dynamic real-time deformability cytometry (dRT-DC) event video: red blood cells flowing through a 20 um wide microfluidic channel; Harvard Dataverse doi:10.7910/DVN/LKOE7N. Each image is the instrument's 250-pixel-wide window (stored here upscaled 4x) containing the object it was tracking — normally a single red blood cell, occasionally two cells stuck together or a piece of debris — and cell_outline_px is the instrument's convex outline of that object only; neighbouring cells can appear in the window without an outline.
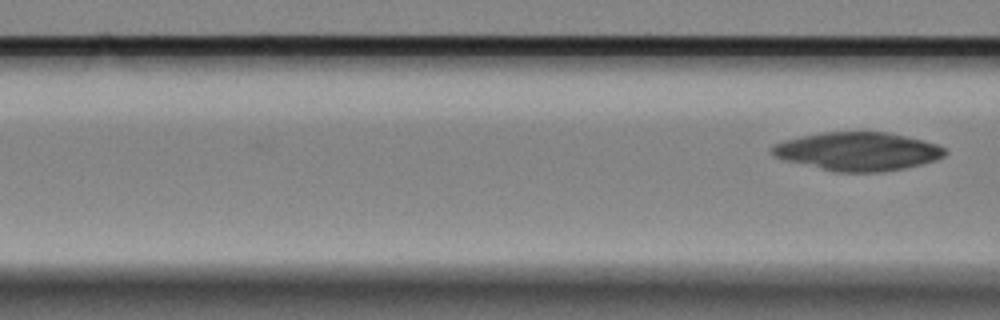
{"species": "Egyptian fruit bat (a non-hibernating species)", "species_latin": "Rousettus aegyptiacus", "temperature_condition": "cold", "stored_images_in_passage": 6, "camera_frame_rate_fps": 3000, "um_per_image_px": 0.085, "animal": {"sex": "female"}, "frame": {"image": 1, "passage_image": 6, "time_ms": 1.667, "image_size_px": [1000, 320], "cell_outline_px": [[948, 152], [944, 156], [936, 160], [904, 168], [880, 172], [836, 172], [784, 160], [776, 156], [772, 152], [772, 144], [784, 140], [800, 136], [820, 132], [888, 132], [924, 140], [936, 144], [944, 148]], "centroid_in_image_um": [72.91, 12.86], "position_along_channel_um": 93.7, "area_um2": 38.67}}